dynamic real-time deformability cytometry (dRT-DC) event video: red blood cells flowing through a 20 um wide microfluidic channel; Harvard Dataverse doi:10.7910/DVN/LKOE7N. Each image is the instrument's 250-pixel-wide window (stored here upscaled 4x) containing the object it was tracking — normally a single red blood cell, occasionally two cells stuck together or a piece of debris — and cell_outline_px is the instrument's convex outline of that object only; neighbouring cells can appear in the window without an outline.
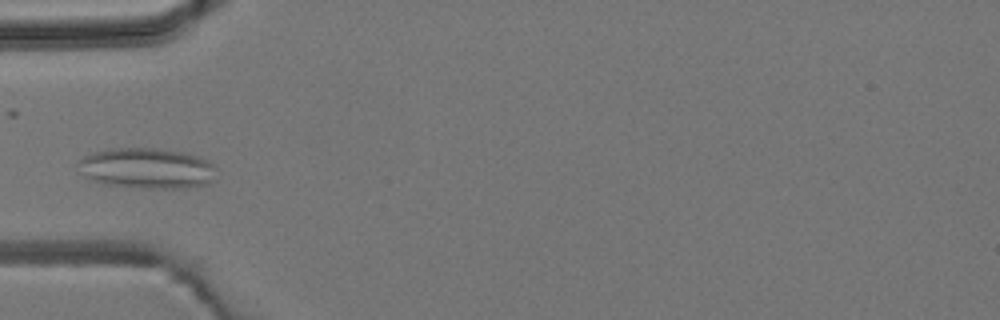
{"species": "common noctule bat (a hibernating species)", "species_latin": "Nyctalus noctula", "temperature_condition": "room temperature", "stored_images_in_passage": 4, "camera_frame_rate_fps": 3000, "um_per_image_px": 0.085, "animal": {"sex": "male", "body_mass_g": 19.2, "forearm_length_mm": 51.8}, "frame": {"image": 1, "passage_image": 4, "time_ms": 3.333, "image_size_px": [1000, 320], "cell_outline_px": [[216, 168], [208, 184], [184, 188], [140, 188], [104, 184], [84, 176], [80, 160], [84, 156], [92, 152], [112, 148], [156, 148], [184, 152], [208, 160]], "centroid_in_image_um": [12.5, 14.3], "position_along_channel_um": 72.5, "area_um2": 32.37}}